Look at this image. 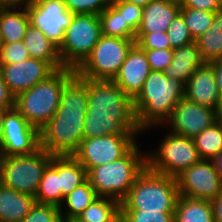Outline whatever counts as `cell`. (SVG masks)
Returning a JSON list of instances; mask_svg holds the SVG:
<instances>
[{
  "label": "cell",
  "instance_id": "1",
  "mask_svg": "<svg viewBox=\"0 0 222 222\" xmlns=\"http://www.w3.org/2000/svg\"><path fill=\"white\" fill-rule=\"evenodd\" d=\"M88 79L75 75L63 88L54 116L40 129V145L53 155H72L84 138Z\"/></svg>",
  "mask_w": 222,
  "mask_h": 222
},
{
  "label": "cell",
  "instance_id": "2",
  "mask_svg": "<svg viewBox=\"0 0 222 222\" xmlns=\"http://www.w3.org/2000/svg\"><path fill=\"white\" fill-rule=\"evenodd\" d=\"M139 128L133 100L112 80L88 79V110L84 138L112 134H136Z\"/></svg>",
  "mask_w": 222,
  "mask_h": 222
},
{
  "label": "cell",
  "instance_id": "3",
  "mask_svg": "<svg viewBox=\"0 0 222 222\" xmlns=\"http://www.w3.org/2000/svg\"><path fill=\"white\" fill-rule=\"evenodd\" d=\"M185 97V84L167 77L163 71H151L143 88L133 100L139 128L144 132L152 126H162L175 105Z\"/></svg>",
  "mask_w": 222,
  "mask_h": 222
},
{
  "label": "cell",
  "instance_id": "4",
  "mask_svg": "<svg viewBox=\"0 0 222 222\" xmlns=\"http://www.w3.org/2000/svg\"><path fill=\"white\" fill-rule=\"evenodd\" d=\"M75 75V69L70 67L55 70L45 80L15 97L14 107L32 126L40 130L54 116L64 86Z\"/></svg>",
  "mask_w": 222,
  "mask_h": 222
},
{
  "label": "cell",
  "instance_id": "5",
  "mask_svg": "<svg viewBox=\"0 0 222 222\" xmlns=\"http://www.w3.org/2000/svg\"><path fill=\"white\" fill-rule=\"evenodd\" d=\"M146 166V154L136 143L120 159L92 168L87 173V179L98 196L121 202Z\"/></svg>",
  "mask_w": 222,
  "mask_h": 222
},
{
  "label": "cell",
  "instance_id": "6",
  "mask_svg": "<svg viewBox=\"0 0 222 222\" xmlns=\"http://www.w3.org/2000/svg\"><path fill=\"white\" fill-rule=\"evenodd\" d=\"M178 196L175 177L153 172L146 166L121 201V209L175 211Z\"/></svg>",
  "mask_w": 222,
  "mask_h": 222
},
{
  "label": "cell",
  "instance_id": "7",
  "mask_svg": "<svg viewBox=\"0 0 222 222\" xmlns=\"http://www.w3.org/2000/svg\"><path fill=\"white\" fill-rule=\"evenodd\" d=\"M135 39L102 35L92 52L75 69L80 78L113 80L120 70Z\"/></svg>",
  "mask_w": 222,
  "mask_h": 222
},
{
  "label": "cell",
  "instance_id": "8",
  "mask_svg": "<svg viewBox=\"0 0 222 222\" xmlns=\"http://www.w3.org/2000/svg\"><path fill=\"white\" fill-rule=\"evenodd\" d=\"M102 36L99 15L74 14L58 48L65 67L76 69L92 52Z\"/></svg>",
  "mask_w": 222,
  "mask_h": 222
},
{
  "label": "cell",
  "instance_id": "9",
  "mask_svg": "<svg viewBox=\"0 0 222 222\" xmlns=\"http://www.w3.org/2000/svg\"><path fill=\"white\" fill-rule=\"evenodd\" d=\"M53 154L43 148L29 155L5 157L2 164L1 184L35 197L44 169Z\"/></svg>",
  "mask_w": 222,
  "mask_h": 222
},
{
  "label": "cell",
  "instance_id": "10",
  "mask_svg": "<svg viewBox=\"0 0 222 222\" xmlns=\"http://www.w3.org/2000/svg\"><path fill=\"white\" fill-rule=\"evenodd\" d=\"M146 155L147 167L153 172L177 176L201 160L193 138L168 132L156 152Z\"/></svg>",
  "mask_w": 222,
  "mask_h": 222
},
{
  "label": "cell",
  "instance_id": "11",
  "mask_svg": "<svg viewBox=\"0 0 222 222\" xmlns=\"http://www.w3.org/2000/svg\"><path fill=\"white\" fill-rule=\"evenodd\" d=\"M136 134H112L83 138L72 154L87 173L96 166L108 164L123 157L137 142Z\"/></svg>",
  "mask_w": 222,
  "mask_h": 222
},
{
  "label": "cell",
  "instance_id": "12",
  "mask_svg": "<svg viewBox=\"0 0 222 222\" xmlns=\"http://www.w3.org/2000/svg\"><path fill=\"white\" fill-rule=\"evenodd\" d=\"M30 24L38 28L58 48L74 14L62 0L26 1Z\"/></svg>",
  "mask_w": 222,
  "mask_h": 222
},
{
  "label": "cell",
  "instance_id": "13",
  "mask_svg": "<svg viewBox=\"0 0 222 222\" xmlns=\"http://www.w3.org/2000/svg\"><path fill=\"white\" fill-rule=\"evenodd\" d=\"M40 148V130L32 126L15 107L6 110L1 147L4 156L29 155Z\"/></svg>",
  "mask_w": 222,
  "mask_h": 222
},
{
  "label": "cell",
  "instance_id": "14",
  "mask_svg": "<svg viewBox=\"0 0 222 222\" xmlns=\"http://www.w3.org/2000/svg\"><path fill=\"white\" fill-rule=\"evenodd\" d=\"M180 196L192 199H214L222 192V177L210 160H200L175 176Z\"/></svg>",
  "mask_w": 222,
  "mask_h": 222
},
{
  "label": "cell",
  "instance_id": "15",
  "mask_svg": "<svg viewBox=\"0 0 222 222\" xmlns=\"http://www.w3.org/2000/svg\"><path fill=\"white\" fill-rule=\"evenodd\" d=\"M216 122V110L182 98L165 122L171 125V133L194 138Z\"/></svg>",
  "mask_w": 222,
  "mask_h": 222
},
{
  "label": "cell",
  "instance_id": "16",
  "mask_svg": "<svg viewBox=\"0 0 222 222\" xmlns=\"http://www.w3.org/2000/svg\"><path fill=\"white\" fill-rule=\"evenodd\" d=\"M0 71L9 92L15 98L45 80L55 69L44 60L29 58L14 64H0Z\"/></svg>",
  "mask_w": 222,
  "mask_h": 222
},
{
  "label": "cell",
  "instance_id": "17",
  "mask_svg": "<svg viewBox=\"0 0 222 222\" xmlns=\"http://www.w3.org/2000/svg\"><path fill=\"white\" fill-rule=\"evenodd\" d=\"M151 71L145 51L135 43L112 81L134 100Z\"/></svg>",
  "mask_w": 222,
  "mask_h": 222
},
{
  "label": "cell",
  "instance_id": "18",
  "mask_svg": "<svg viewBox=\"0 0 222 222\" xmlns=\"http://www.w3.org/2000/svg\"><path fill=\"white\" fill-rule=\"evenodd\" d=\"M185 98L191 102L217 110L222 99L209 63L199 67L185 84Z\"/></svg>",
  "mask_w": 222,
  "mask_h": 222
},
{
  "label": "cell",
  "instance_id": "19",
  "mask_svg": "<svg viewBox=\"0 0 222 222\" xmlns=\"http://www.w3.org/2000/svg\"><path fill=\"white\" fill-rule=\"evenodd\" d=\"M179 1L153 0L143 7L142 20L136 33L163 32L180 12Z\"/></svg>",
  "mask_w": 222,
  "mask_h": 222
},
{
  "label": "cell",
  "instance_id": "20",
  "mask_svg": "<svg viewBox=\"0 0 222 222\" xmlns=\"http://www.w3.org/2000/svg\"><path fill=\"white\" fill-rule=\"evenodd\" d=\"M205 63L194 41L188 45L173 49L172 62L163 72L167 77L178 79L186 84L195 71Z\"/></svg>",
  "mask_w": 222,
  "mask_h": 222
},
{
  "label": "cell",
  "instance_id": "21",
  "mask_svg": "<svg viewBox=\"0 0 222 222\" xmlns=\"http://www.w3.org/2000/svg\"><path fill=\"white\" fill-rule=\"evenodd\" d=\"M60 175L61 206L73 189L87 180V171L73 155H53L49 163Z\"/></svg>",
  "mask_w": 222,
  "mask_h": 222
},
{
  "label": "cell",
  "instance_id": "22",
  "mask_svg": "<svg viewBox=\"0 0 222 222\" xmlns=\"http://www.w3.org/2000/svg\"><path fill=\"white\" fill-rule=\"evenodd\" d=\"M35 203V197L0 183V222H21Z\"/></svg>",
  "mask_w": 222,
  "mask_h": 222
},
{
  "label": "cell",
  "instance_id": "23",
  "mask_svg": "<svg viewBox=\"0 0 222 222\" xmlns=\"http://www.w3.org/2000/svg\"><path fill=\"white\" fill-rule=\"evenodd\" d=\"M30 58L48 62L55 70L65 67L59 56L58 47L45 34L33 25H29L23 39Z\"/></svg>",
  "mask_w": 222,
  "mask_h": 222
},
{
  "label": "cell",
  "instance_id": "24",
  "mask_svg": "<svg viewBox=\"0 0 222 222\" xmlns=\"http://www.w3.org/2000/svg\"><path fill=\"white\" fill-rule=\"evenodd\" d=\"M17 7H20L21 11L17 10ZM29 25L26 1L20 2L15 7L0 10V31L3 43L23 41Z\"/></svg>",
  "mask_w": 222,
  "mask_h": 222
},
{
  "label": "cell",
  "instance_id": "25",
  "mask_svg": "<svg viewBox=\"0 0 222 222\" xmlns=\"http://www.w3.org/2000/svg\"><path fill=\"white\" fill-rule=\"evenodd\" d=\"M174 222H214L211 202L179 195L174 211Z\"/></svg>",
  "mask_w": 222,
  "mask_h": 222
},
{
  "label": "cell",
  "instance_id": "26",
  "mask_svg": "<svg viewBox=\"0 0 222 222\" xmlns=\"http://www.w3.org/2000/svg\"><path fill=\"white\" fill-rule=\"evenodd\" d=\"M195 43L206 63L222 57V9L215 12L212 26Z\"/></svg>",
  "mask_w": 222,
  "mask_h": 222
},
{
  "label": "cell",
  "instance_id": "27",
  "mask_svg": "<svg viewBox=\"0 0 222 222\" xmlns=\"http://www.w3.org/2000/svg\"><path fill=\"white\" fill-rule=\"evenodd\" d=\"M78 218L81 222H119L121 202L114 198L99 196Z\"/></svg>",
  "mask_w": 222,
  "mask_h": 222
},
{
  "label": "cell",
  "instance_id": "28",
  "mask_svg": "<svg viewBox=\"0 0 222 222\" xmlns=\"http://www.w3.org/2000/svg\"><path fill=\"white\" fill-rule=\"evenodd\" d=\"M98 197L87 179L83 184L77 186L70 194L64 197L63 203L67 207H65V212L60 208V214L65 217H78Z\"/></svg>",
  "mask_w": 222,
  "mask_h": 222
},
{
  "label": "cell",
  "instance_id": "29",
  "mask_svg": "<svg viewBox=\"0 0 222 222\" xmlns=\"http://www.w3.org/2000/svg\"><path fill=\"white\" fill-rule=\"evenodd\" d=\"M35 202L61 206L60 175L50 164L43 171L35 194Z\"/></svg>",
  "mask_w": 222,
  "mask_h": 222
},
{
  "label": "cell",
  "instance_id": "30",
  "mask_svg": "<svg viewBox=\"0 0 222 222\" xmlns=\"http://www.w3.org/2000/svg\"><path fill=\"white\" fill-rule=\"evenodd\" d=\"M102 35L124 39H135L136 33L128 26L123 15L110 4L99 14Z\"/></svg>",
  "mask_w": 222,
  "mask_h": 222
},
{
  "label": "cell",
  "instance_id": "31",
  "mask_svg": "<svg viewBox=\"0 0 222 222\" xmlns=\"http://www.w3.org/2000/svg\"><path fill=\"white\" fill-rule=\"evenodd\" d=\"M193 140L201 160H211L222 151V127L214 122Z\"/></svg>",
  "mask_w": 222,
  "mask_h": 222
},
{
  "label": "cell",
  "instance_id": "32",
  "mask_svg": "<svg viewBox=\"0 0 222 222\" xmlns=\"http://www.w3.org/2000/svg\"><path fill=\"white\" fill-rule=\"evenodd\" d=\"M183 19L195 40L200 35L204 34L213 24L214 12H208L201 9L180 7V12Z\"/></svg>",
  "mask_w": 222,
  "mask_h": 222
},
{
  "label": "cell",
  "instance_id": "33",
  "mask_svg": "<svg viewBox=\"0 0 222 222\" xmlns=\"http://www.w3.org/2000/svg\"><path fill=\"white\" fill-rule=\"evenodd\" d=\"M122 222H174V211L121 209Z\"/></svg>",
  "mask_w": 222,
  "mask_h": 222
},
{
  "label": "cell",
  "instance_id": "34",
  "mask_svg": "<svg viewBox=\"0 0 222 222\" xmlns=\"http://www.w3.org/2000/svg\"><path fill=\"white\" fill-rule=\"evenodd\" d=\"M166 33L172 49L188 45L195 41L180 13H178L170 23Z\"/></svg>",
  "mask_w": 222,
  "mask_h": 222
},
{
  "label": "cell",
  "instance_id": "35",
  "mask_svg": "<svg viewBox=\"0 0 222 222\" xmlns=\"http://www.w3.org/2000/svg\"><path fill=\"white\" fill-rule=\"evenodd\" d=\"M21 222H61L60 208L51 204L35 203Z\"/></svg>",
  "mask_w": 222,
  "mask_h": 222
},
{
  "label": "cell",
  "instance_id": "36",
  "mask_svg": "<svg viewBox=\"0 0 222 222\" xmlns=\"http://www.w3.org/2000/svg\"><path fill=\"white\" fill-rule=\"evenodd\" d=\"M73 14L99 15L111 0H62Z\"/></svg>",
  "mask_w": 222,
  "mask_h": 222
},
{
  "label": "cell",
  "instance_id": "37",
  "mask_svg": "<svg viewBox=\"0 0 222 222\" xmlns=\"http://www.w3.org/2000/svg\"><path fill=\"white\" fill-rule=\"evenodd\" d=\"M135 43L143 50L172 49L166 31L136 33Z\"/></svg>",
  "mask_w": 222,
  "mask_h": 222
},
{
  "label": "cell",
  "instance_id": "38",
  "mask_svg": "<svg viewBox=\"0 0 222 222\" xmlns=\"http://www.w3.org/2000/svg\"><path fill=\"white\" fill-rule=\"evenodd\" d=\"M111 4L123 15L125 22L136 33L142 20L143 7L121 0H111Z\"/></svg>",
  "mask_w": 222,
  "mask_h": 222
},
{
  "label": "cell",
  "instance_id": "39",
  "mask_svg": "<svg viewBox=\"0 0 222 222\" xmlns=\"http://www.w3.org/2000/svg\"><path fill=\"white\" fill-rule=\"evenodd\" d=\"M29 58V53L23 41L3 43L0 51V64H14Z\"/></svg>",
  "mask_w": 222,
  "mask_h": 222
},
{
  "label": "cell",
  "instance_id": "40",
  "mask_svg": "<svg viewBox=\"0 0 222 222\" xmlns=\"http://www.w3.org/2000/svg\"><path fill=\"white\" fill-rule=\"evenodd\" d=\"M152 71H164L171 64L173 49L144 50Z\"/></svg>",
  "mask_w": 222,
  "mask_h": 222
},
{
  "label": "cell",
  "instance_id": "41",
  "mask_svg": "<svg viewBox=\"0 0 222 222\" xmlns=\"http://www.w3.org/2000/svg\"><path fill=\"white\" fill-rule=\"evenodd\" d=\"M181 6L216 12L222 9L221 0H179Z\"/></svg>",
  "mask_w": 222,
  "mask_h": 222
},
{
  "label": "cell",
  "instance_id": "42",
  "mask_svg": "<svg viewBox=\"0 0 222 222\" xmlns=\"http://www.w3.org/2000/svg\"><path fill=\"white\" fill-rule=\"evenodd\" d=\"M15 98L9 92L0 71V109H11L14 107Z\"/></svg>",
  "mask_w": 222,
  "mask_h": 222
},
{
  "label": "cell",
  "instance_id": "43",
  "mask_svg": "<svg viewBox=\"0 0 222 222\" xmlns=\"http://www.w3.org/2000/svg\"><path fill=\"white\" fill-rule=\"evenodd\" d=\"M215 72V79L220 93V98L222 99V57L209 62Z\"/></svg>",
  "mask_w": 222,
  "mask_h": 222
},
{
  "label": "cell",
  "instance_id": "44",
  "mask_svg": "<svg viewBox=\"0 0 222 222\" xmlns=\"http://www.w3.org/2000/svg\"><path fill=\"white\" fill-rule=\"evenodd\" d=\"M214 222H222V192L211 201Z\"/></svg>",
  "mask_w": 222,
  "mask_h": 222
},
{
  "label": "cell",
  "instance_id": "45",
  "mask_svg": "<svg viewBox=\"0 0 222 222\" xmlns=\"http://www.w3.org/2000/svg\"><path fill=\"white\" fill-rule=\"evenodd\" d=\"M211 163L213 165V168L218 172V174L222 177V151L212 158Z\"/></svg>",
  "mask_w": 222,
  "mask_h": 222
},
{
  "label": "cell",
  "instance_id": "46",
  "mask_svg": "<svg viewBox=\"0 0 222 222\" xmlns=\"http://www.w3.org/2000/svg\"><path fill=\"white\" fill-rule=\"evenodd\" d=\"M22 0H0V10L8 9L19 5Z\"/></svg>",
  "mask_w": 222,
  "mask_h": 222
},
{
  "label": "cell",
  "instance_id": "47",
  "mask_svg": "<svg viewBox=\"0 0 222 222\" xmlns=\"http://www.w3.org/2000/svg\"><path fill=\"white\" fill-rule=\"evenodd\" d=\"M8 109H0V149L2 147V138H3V120L5 116V112Z\"/></svg>",
  "mask_w": 222,
  "mask_h": 222
},
{
  "label": "cell",
  "instance_id": "48",
  "mask_svg": "<svg viewBox=\"0 0 222 222\" xmlns=\"http://www.w3.org/2000/svg\"><path fill=\"white\" fill-rule=\"evenodd\" d=\"M121 1H125L127 3H133V4H136V5H140L142 7H145L150 2H152L153 0H121Z\"/></svg>",
  "mask_w": 222,
  "mask_h": 222
},
{
  "label": "cell",
  "instance_id": "49",
  "mask_svg": "<svg viewBox=\"0 0 222 222\" xmlns=\"http://www.w3.org/2000/svg\"><path fill=\"white\" fill-rule=\"evenodd\" d=\"M216 122L222 127V101L216 110Z\"/></svg>",
  "mask_w": 222,
  "mask_h": 222
},
{
  "label": "cell",
  "instance_id": "50",
  "mask_svg": "<svg viewBox=\"0 0 222 222\" xmlns=\"http://www.w3.org/2000/svg\"><path fill=\"white\" fill-rule=\"evenodd\" d=\"M61 222H81V220L78 217L61 216Z\"/></svg>",
  "mask_w": 222,
  "mask_h": 222
},
{
  "label": "cell",
  "instance_id": "51",
  "mask_svg": "<svg viewBox=\"0 0 222 222\" xmlns=\"http://www.w3.org/2000/svg\"><path fill=\"white\" fill-rule=\"evenodd\" d=\"M4 158L5 156L3 154V151L0 149V182H1L2 164H3Z\"/></svg>",
  "mask_w": 222,
  "mask_h": 222
},
{
  "label": "cell",
  "instance_id": "52",
  "mask_svg": "<svg viewBox=\"0 0 222 222\" xmlns=\"http://www.w3.org/2000/svg\"><path fill=\"white\" fill-rule=\"evenodd\" d=\"M3 47V40H2V36H1V31H0V51Z\"/></svg>",
  "mask_w": 222,
  "mask_h": 222
},
{
  "label": "cell",
  "instance_id": "53",
  "mask_svg": "<svg viewBox=\"0 0 222 222\" xmlns=\"http://www.w3.org/2000/svg\"><path fill=\"white\" fill-rule=\"evenodd\" d=\"M22 1H41V0H22Z\"/></svg>",
  "mask_w": 222,
  "mask_h": 222
}]
</instances>
